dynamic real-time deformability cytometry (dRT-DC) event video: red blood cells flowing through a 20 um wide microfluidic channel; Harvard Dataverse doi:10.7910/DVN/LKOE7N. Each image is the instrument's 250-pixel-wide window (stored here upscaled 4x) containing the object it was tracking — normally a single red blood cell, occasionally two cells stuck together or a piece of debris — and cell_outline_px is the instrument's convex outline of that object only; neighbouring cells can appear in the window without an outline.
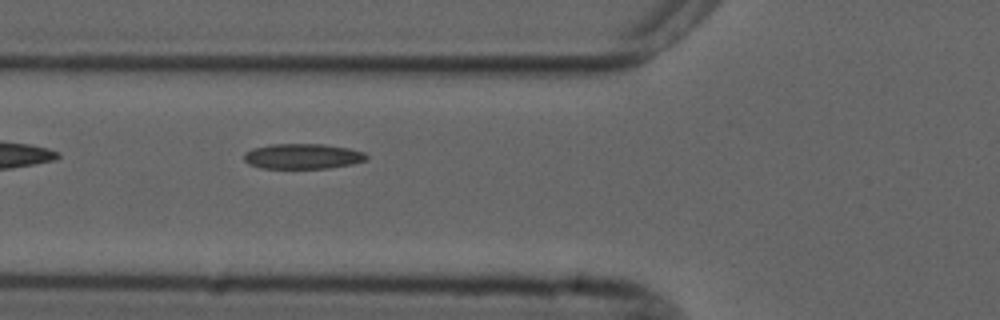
{"species": "common noctule bat (a hibernating species)", "species_latin": "Nyctalus noctula", "temperature_condition": "cold", "stored_images_in_passage": 3, "camera_frame_rate_fps": 3000, "um_per_image_px": 0.085, "animal": {"sex": "male", "forearm_length_mm": 52.5}, "frame": {"image": 1, "passage_image": 3, "time_ms": 2.333, "image_size_px": [1000, 320], "cell_outline_px": [[368, 160], [352, 164], [328, 168], [260, 168], [248, 164], [244, 160], [244, 152], [252, 148], [272, 144], [324, 144], [348, 148], [364, 152], [368, 156]], "centroid_in_image_um": [25.72, 13.28], "position_along_channel_um": 100.1, "area_um2": 18.15}}